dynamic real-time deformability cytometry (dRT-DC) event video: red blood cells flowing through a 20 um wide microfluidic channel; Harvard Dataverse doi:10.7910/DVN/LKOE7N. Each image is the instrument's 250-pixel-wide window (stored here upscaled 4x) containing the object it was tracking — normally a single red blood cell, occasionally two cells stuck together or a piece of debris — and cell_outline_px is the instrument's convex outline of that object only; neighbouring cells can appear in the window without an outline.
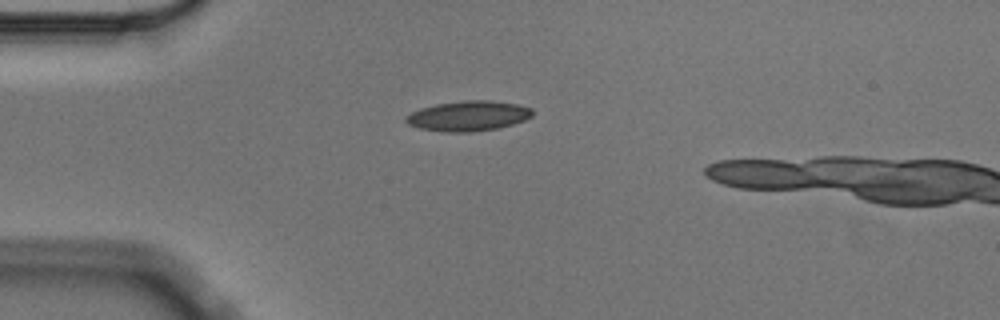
{"species": "Egyptian fruit bat (a non-hibernating species)", "species_latin": "Rousettus aegyptiacus", "temperature_condition": "cold", "stored_images_in_passage": 4, "camera_frame_rate_fps": 3000, "um_per_image_px": 0.085, "animal": {"sex": "male"}, "frame": {"image": 1, "passage_image": 1, "time_ms": 0.0, "image_size_px": [1000, 320], "cell_outline_px": [[532, 116], [524, 120], [512, 124], [496, 128], [468, 132], [448, 132], [420, 128], [408, 124], [404, 120], [404, 116], [420, 108], [436, 104], [464, 100], [492, 100], [516, 104], [532, 108]], "centroid_in_image_um": [39.78, 9.84], "position_along_channel_um": 45.2, "area_um2": 22.08}}
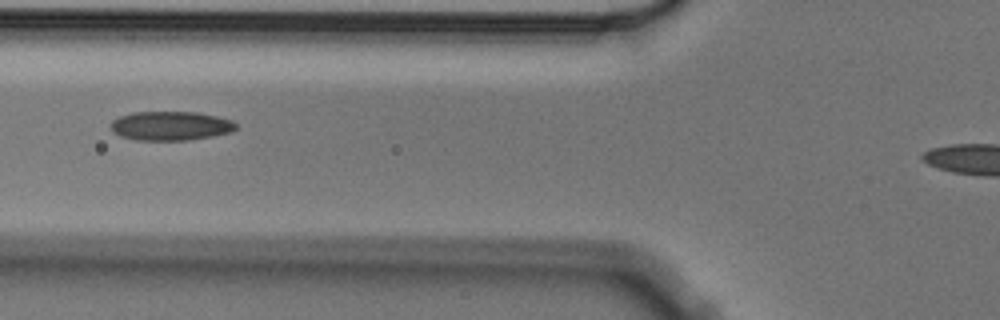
{"frame": {"image": 2, "passage_image": 3, "time_ms": 0.667, "image_size_px": [1000, 320], "cell_outline_px": [[236, 128], [232, 132], [212, 136], [188, 140], [136, 140], [120, 136], [112, 128], [112, 120], [120, 116], [132, 112], [196, 112], [216, 116], [232, 120], [236, 124]], "centroid_in_image_um": [14.52, 10.69], "position_along_channel_um": 111.3, "area_um2": 21.1}}
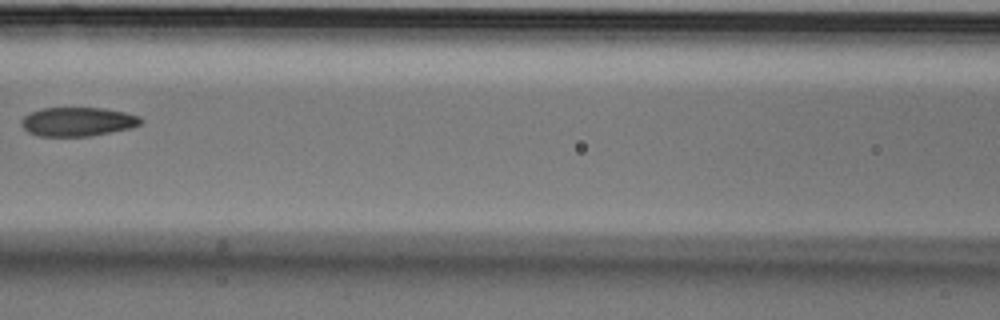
{"frame": {"image": 3, "passage_image": 4, "time_ms": 1.0, "image_size_px": [1000, 320], "cell_outline_px": [[144, 120], [140, 124], [128, 128], [88, 136], [40, 136], [28, 132], [20, 124], [24, 116], [28, 112], [44, 108], [104, 108], [124, 112], [140, 116]], "centroid_in_image_um": [6.58, 10.33], "position_along_channel_um": 160.0, "area_um2": 20.0}}